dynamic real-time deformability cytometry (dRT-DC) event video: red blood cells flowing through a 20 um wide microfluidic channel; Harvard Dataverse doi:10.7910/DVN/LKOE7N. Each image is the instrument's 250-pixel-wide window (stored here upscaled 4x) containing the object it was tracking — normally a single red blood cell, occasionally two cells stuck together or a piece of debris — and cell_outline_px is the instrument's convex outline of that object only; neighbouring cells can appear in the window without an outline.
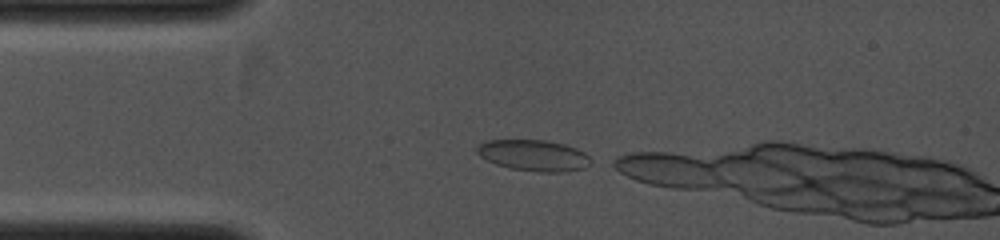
{"species": "common noctule bat (a hibernating species)", "species_latin": "Nyctalus noctula", "temperature_condition": "cold", "stored_images_in_passage": 3, "camera_frame_rate_fps": 4000, "um_per_image_px": 0.085, "animal": {"sex": "female", "body_mass_g": 19.0, "forearm_length_mm": 53.3}, "frame": {"image": 1, "passage_image": 1, "time_ms": 0.0, "image_size_px": [1000, 240], "cell_outline_px": [[596, 160], [592, 164], [584, 168], [564, 172], [540, 172], [512, 168], [496, 164], [480, 156], [476, 152], [476, 148], [484, 140], [544, 140], [564, 144], [576, 148], [584, 152]], "centroid_in_image_um": [45.43, 13.21], "position_along_channel_um": 39.6, "area_um2": 20.81}}